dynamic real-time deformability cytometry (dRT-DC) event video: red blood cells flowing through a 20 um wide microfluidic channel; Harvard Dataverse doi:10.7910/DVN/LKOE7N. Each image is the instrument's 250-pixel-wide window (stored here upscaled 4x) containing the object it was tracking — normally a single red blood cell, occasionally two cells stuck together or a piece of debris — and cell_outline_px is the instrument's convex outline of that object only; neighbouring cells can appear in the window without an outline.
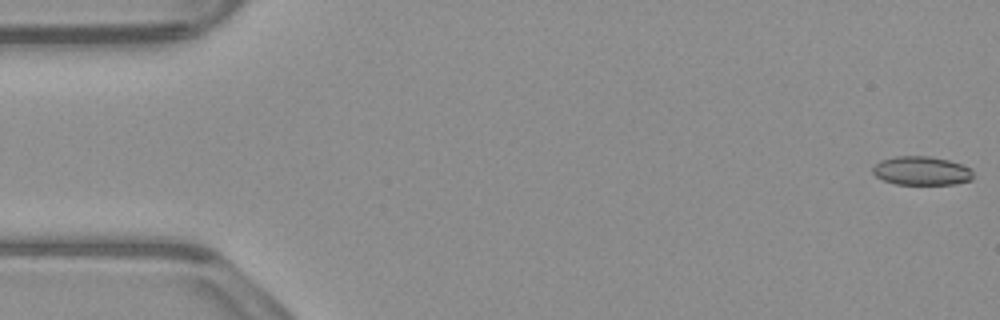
{"species": "common noctule bat (a hibernating species)", "species_latin": "Nyctalus noctula", "temperature_condition": "warm", "stored_images_in_passage": 52, "camera_frame_rate_fps": 3000, "um_per_image_px": 0.085, "animal": {"sex": "male", "body_mass_g": 23.1, "forearm_length_mm": 52.7}, "frame": {"image": 1, "passage_image": 1, "time_ms": 0.0, "image_size_px": [1000, 320], "cell_outline_px": [[972, 180], [956, 184], [896, 184], [884, 180], [876, 176], [872, 172], [872, 168], [880, 160], [896, 156], [928, 156], [948, 160], [972, 168]], "centroid_in_image_um": [78.34, 14.52], "position_along_channel_um": 6.7, "area_um2": 16.82}}
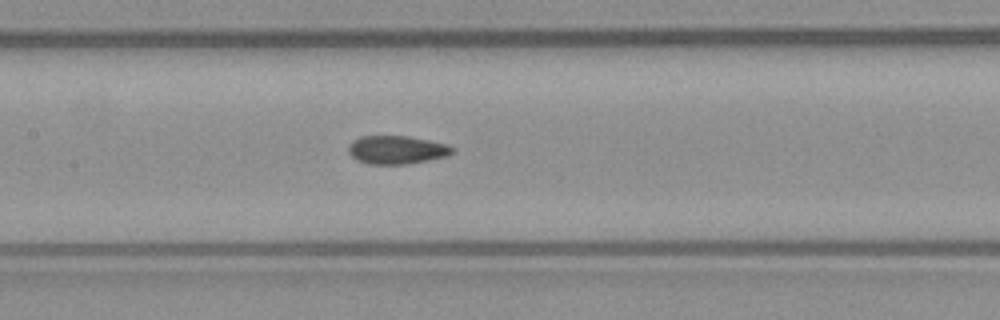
{"frame": {"image": 2, "passage_image": 25, "time_ms": 8.0, "image_size_px": [1000, 320], "cell_outline_px": [[456, 148], [448, 156], [428, 160], [404, 164], [368, 164], [356, 160], [348, 152], [348, 144], [352, 140], [360, 136], [408, 136], [448, 144]], "centroid_in_image_um": [33.7, 12.73], "position_along_channel_um": 173.7, "area_um2": 17.28}}
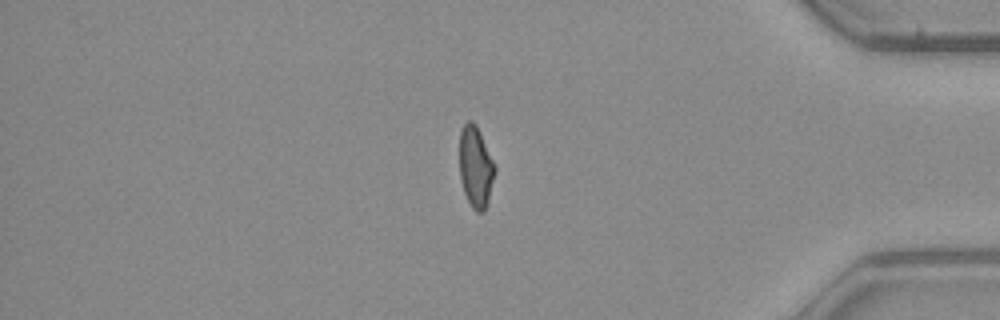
{"frame": {"image": 3, "passage_image": 45, "time_ms": 14.667, "image_size_px": [1000, 320], "cell_outline_px": [[496, 168], [488, 204], [484, 212], [476, 212], [472, 208], [464, 192], [460, 180], [460, 128], [468, 120], [472, 120], [476, 124], [480, 132]], "centroid_in_image_um": [40.43, 14.2], "position_along_channel_um": 394.8, "area_um2": 16.82}}